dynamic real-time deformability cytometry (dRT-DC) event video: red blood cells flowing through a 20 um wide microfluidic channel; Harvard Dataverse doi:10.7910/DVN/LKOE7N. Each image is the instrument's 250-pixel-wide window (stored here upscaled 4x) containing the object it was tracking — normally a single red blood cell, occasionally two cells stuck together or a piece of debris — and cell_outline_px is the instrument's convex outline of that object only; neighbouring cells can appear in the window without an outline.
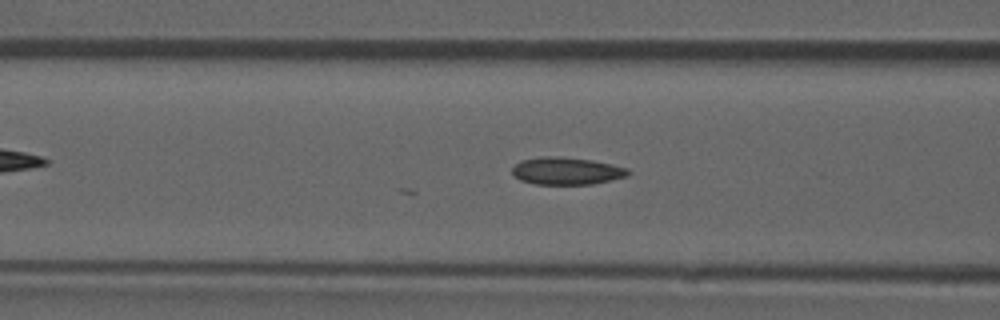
{"species": "common noctule bat (a hibernating species)", "species_latin": "Nyctalus noctula", "temperature_condition": "room temperature", "stored_images_in_passage": 48, "camera_frame_rate_fps": 3000, "um_per_image_px": 0.085, "animal": {"sex": "male", "forearm_length_mm": 52.5}, "frame": {"image": 1, "passage_image": 20, "time_ms": 6.333, "image_size_px": [1000, 320], "cell_outline_px": [[632, 172], [628, 176], [592, 184], [536, 184], [520, 180], [512, 172], [512, 168], [520, 160], [544, 156], [556, 156], [592, 160], [612, 164], [628, 168]], "centroid_in_image_um": [48.18, 14.52], "position_along_channel_um": 118.4, "area_um2": 18.5}}